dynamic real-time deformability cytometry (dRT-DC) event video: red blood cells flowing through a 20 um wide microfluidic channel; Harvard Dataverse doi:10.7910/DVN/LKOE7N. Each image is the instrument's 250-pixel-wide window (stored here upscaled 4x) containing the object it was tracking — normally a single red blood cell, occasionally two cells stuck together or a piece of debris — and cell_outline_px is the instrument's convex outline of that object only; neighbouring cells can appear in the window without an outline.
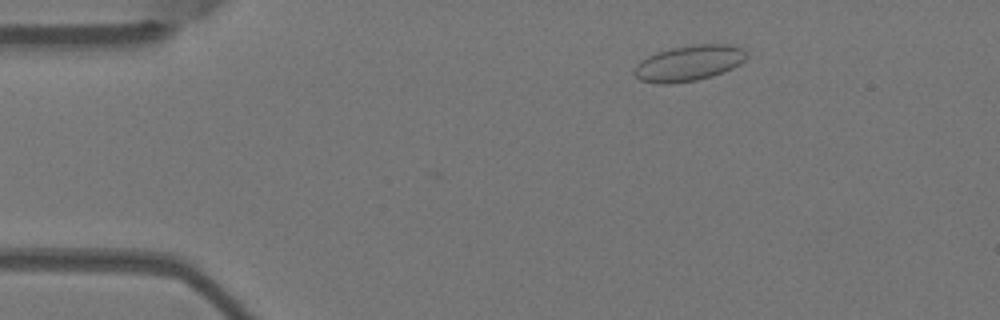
{"species": "Egyptian fruit bat (a non-hibernating species)", "species_latin": "Rousettus aegyptiacus", "temperature_condition": "warm", "stored_images_in_passage": 5, "camera_frame_rate_fps": 3000, "um_per_image_px": 0.085, "animal": {"sex": "female"}, "frame": {"image": 1, "passage_image": 3, "time_ms": 0.667, "image_size_px": [1000, 320], "cell_outline_px": [[748, 56], [740, 64], [732, 68], [712, 76], [696, 80], [672, 84], [656, 84], [640, 80], [632, 72], [636, 64], [640, 60], [656, 52], [672, 48], [696, 44], [728, 44], [740, 48], [748, 52]], "centroid_in_image_um": [58.53, 5.37], "position_along_channel_um": 26.5, "area_um2": 23.47}}